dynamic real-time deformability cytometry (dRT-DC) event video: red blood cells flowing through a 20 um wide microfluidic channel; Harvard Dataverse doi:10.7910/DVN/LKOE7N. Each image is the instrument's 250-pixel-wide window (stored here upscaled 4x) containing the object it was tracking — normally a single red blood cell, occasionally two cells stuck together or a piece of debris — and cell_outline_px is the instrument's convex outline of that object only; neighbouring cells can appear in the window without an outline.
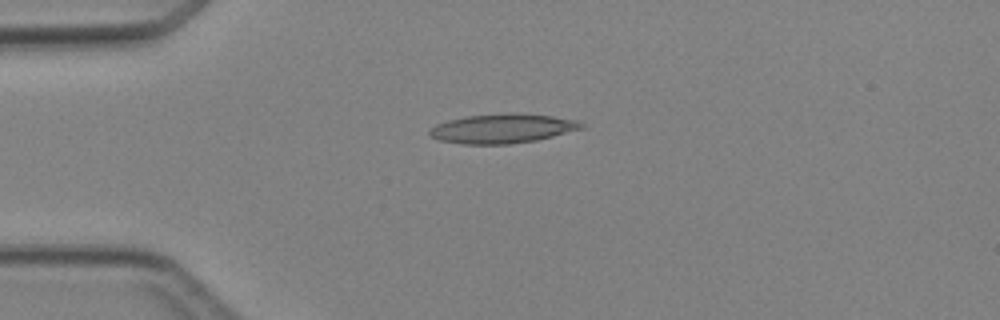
{"species": "Egyptian fruit bat (a non-hibernating species)", "species_latin": "Rousettus aegyptiacus", "temperature_condition": "cold", "stored_images_in_passage": 4, "camera_frame_rate_fps": 3000, "um_per_image_px": 0.085, "animal": {"sex": "female"}, "frame": {"image": 1, "passage_image": 3, "time_ms": 2.333, "image_size_px": [1000, 320], "cell_outline_px": [[584, 128], [536, 140], [508, 144], [464, 144], [440, 140], [432, 136], [428, 132], [436, 124], [448, 120], [464, 116], [552, 116], [576, 120], [584, 124]], "centroid_in_image_um": [42.68, 10.97], "position_along_channel_um": 42.3, "area_um2": 24.57}}